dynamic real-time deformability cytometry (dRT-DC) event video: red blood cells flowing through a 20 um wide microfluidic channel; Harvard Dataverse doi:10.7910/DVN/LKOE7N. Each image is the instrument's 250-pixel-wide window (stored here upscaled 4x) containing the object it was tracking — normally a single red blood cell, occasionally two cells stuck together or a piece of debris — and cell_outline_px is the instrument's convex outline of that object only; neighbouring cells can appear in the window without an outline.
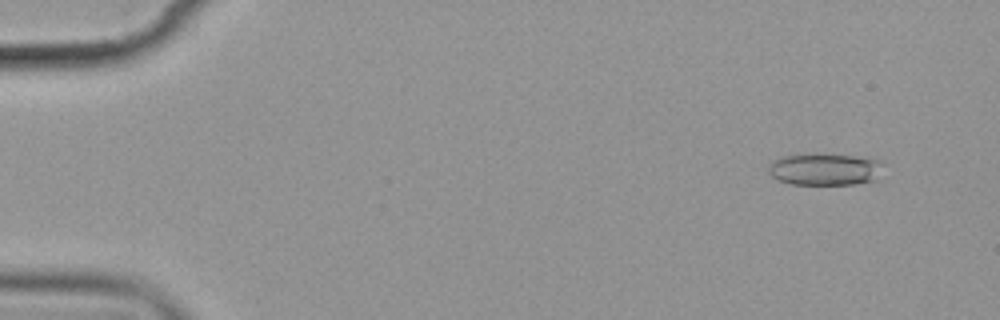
{"species": "common noctule bat (a hibernating species)", "species_latin": "Nyctalus noctula", "temperature_condition": "cold", "stored_images_in_passage": 7, "camera_frame_rate_fps": 3000, "um_per_image_px": 0.085, "animal": {"sex": "female", "body_mass_g": 19.9}, "frame": {"image": 1, "passage_image": 2, "time_ms": 1.333, "image_size_px": [1000, 320], "cell_outline_px": [[884, 164], [876, 180], [852, 184], [792, 184], [776, 180], [768, 172], [768, 164], [772, 160], [780, 156], [852, 156], [880, 160]], "centroid_in_image_um": [70.09, 14.42], "position_along_channel_um": 14.9, "area_um2": 20.87}}
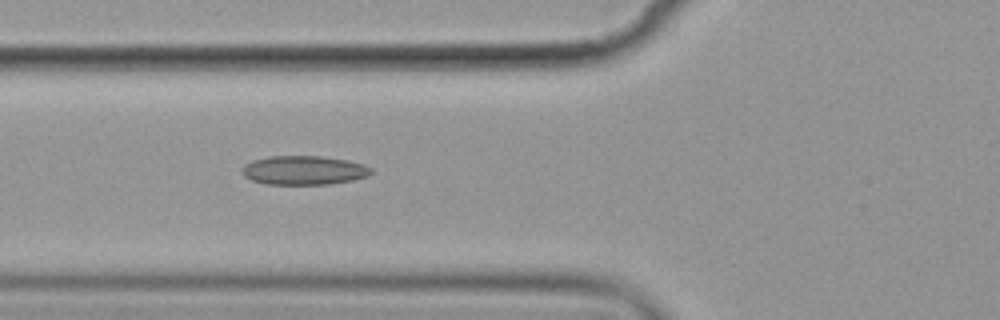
{"frame": {"image": 2, "passage_image": 7, "time_ms": 7.0, "image_size_px": [1000, 320], "cell_outline_px": [[372, 172], [368, 176], [352, 180], [328, 184], [268, 184], [252, 180], [244, 176], [240, 172], [240, 168], [244, 164], [252, 160], [268, 156], [320, 156], [348, 160], [364, 164], [372, 168]], "centroid_in_image_um": [25.8, 14.46], "position_along_channel_um": 100.0, "area_um2": 21.96}}